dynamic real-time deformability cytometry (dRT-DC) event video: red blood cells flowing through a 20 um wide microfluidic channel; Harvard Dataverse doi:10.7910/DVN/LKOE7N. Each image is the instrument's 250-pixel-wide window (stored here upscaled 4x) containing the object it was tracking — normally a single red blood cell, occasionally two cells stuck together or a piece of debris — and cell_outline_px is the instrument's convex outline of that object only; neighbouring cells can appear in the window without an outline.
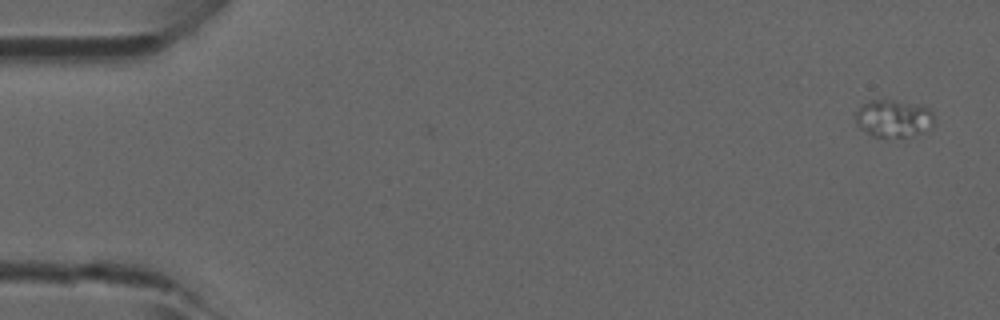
{"species": "common noctule bat (a hibernating species)", "species_latin": "Nyctalus noctula", "temperature_condition": "room temperature", "stored_images_in_passage": 5, "camera_frame_rate_fps": 3000, "um_per_image_px": 0.085, "animal": {"sex": "male", "forearm_length_mm": 52.5}, "frame": {"image": 1, "passage_image": 1, "time_ms": 0.0, "image_size_px": [1000, 320], "cell_outline_px": [[932, 124], [928, 128], [920, 132], [908, 136], [872, 136], [860, 128], [856, 124], [856, 112], [864, 104], [872, 100], [892, 100], [920, 104], [928, 108], [932, 112]], "centroid_in_image_um": [75.93, 10.05], "position_along_channel_um": 9.1, "area_um2": 16.7}}
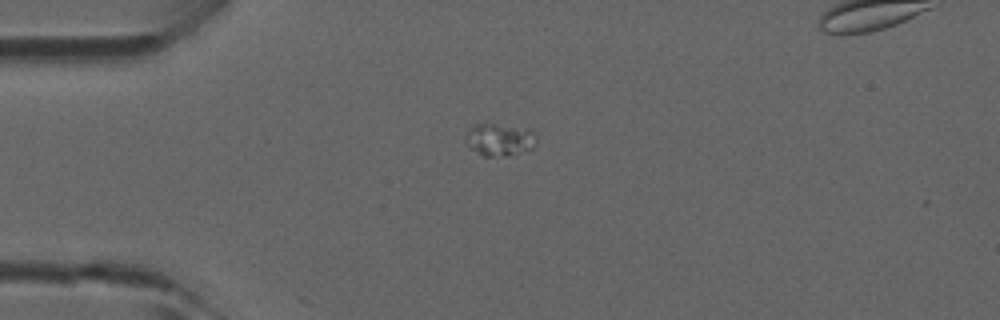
{"frame": {"image": 2, "passage_image": 4, "time_ms": 1.0, "image_size_px": [1000, 320], "cell_outline_px": [[536, 144], [532, 148], [508, 156], [484, 156], [468, 148], [464, 140], [468, 132], [476, 124], [492, 124], [532, 132], [536, 136]], "centroid_in_image_um": [42.4, 11.92], "position_along_channel_um": 42.6, "area_um2": 12.83}}